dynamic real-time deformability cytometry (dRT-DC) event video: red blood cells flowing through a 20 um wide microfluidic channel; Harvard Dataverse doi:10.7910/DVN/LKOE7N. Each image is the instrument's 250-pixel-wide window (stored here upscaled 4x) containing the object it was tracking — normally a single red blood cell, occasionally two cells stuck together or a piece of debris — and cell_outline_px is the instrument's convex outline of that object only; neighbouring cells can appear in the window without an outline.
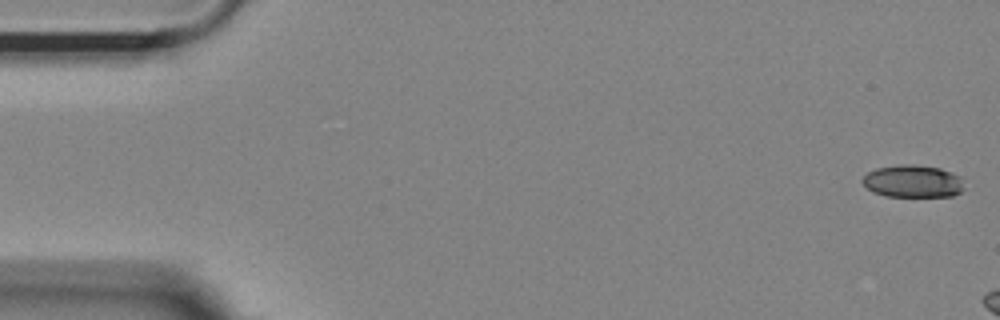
{"species": "Egyptian fruit bat (a non-hibernating species)", "species_latin": "Rousettus aegyptiacus", "temperature_condition": "room temperature", "stored_images_in_passage": 7, "camera_frame_rate_fps": 3000, "um_per_image_px": 0.085, "animal": {"sex": "female"}, "frame": {"image": 1, "passage_image": 1, "time_ms": 0.0, "image_size_px": [1000, 320], "cell_outline_px": [[964, 188], [960, 192], [952, 196], [884, 196], [872, 192], [860, 180], [868, 172], [876, 168], [904, 164], [912, 164], [940, 168], [952, 172], [960, 176]], "centroid_in_image_um": [77.58, 15.41], "position_along_channel_um": 7.4, "area_um2": 19.25}}